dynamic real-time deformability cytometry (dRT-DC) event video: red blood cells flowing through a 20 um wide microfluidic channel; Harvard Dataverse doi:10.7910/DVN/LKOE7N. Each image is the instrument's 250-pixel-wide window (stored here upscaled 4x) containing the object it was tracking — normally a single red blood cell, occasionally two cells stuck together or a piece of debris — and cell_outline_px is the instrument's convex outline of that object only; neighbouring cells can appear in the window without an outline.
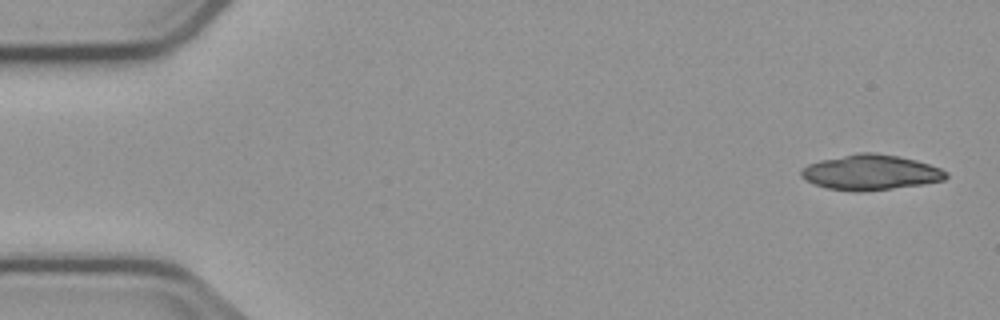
{"species": "common noctule bat (a hibernating species)", "species_latin": "Nyctalus noctula", "temperature_condition": "cold", "stored_images_in_passage": 4, "camera_frame_rate_fps": 3000, "um_per_image_px": 0.085, "animal": {"sex": "male", "body_mass_g": 23.1, "forearm_length_mm": 52.7}, "frame": {"image": 1, "passage_image": 1, "time_ms": 0.0, "image_size_px": [1000, 320], "cell_outline_px": [[948, 176], [944, 180], [924, 184], [860, 192], [852, 192], [828, 188], [816, 184], [800, 176], [800, 172], [808, 164], [820, 160], [860, 152], [872, 152], [900, 156], [916, 160], [940, 168], [948, 172]], "centroid_in_image_um": [74.03, 14.65], "position_along_channel_um": 11.0, "area_um2": 29.65}}